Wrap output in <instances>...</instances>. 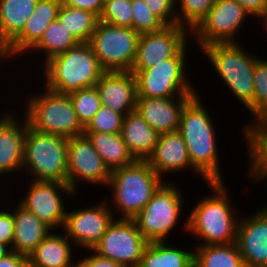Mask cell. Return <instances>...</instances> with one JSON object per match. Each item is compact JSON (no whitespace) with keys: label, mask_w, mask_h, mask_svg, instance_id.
Returning a JSON list of instances; mask_svg holds the SVG:
<instances>
[{"label":"cell","mask_w":267,"mask_h":267,"mask_svg":"<svg viewBox=\"0 0 267 267\" xmlns=\"http://www.w3.org/2000/svg\"><path fill=\"white\" fill-rule=\"evenodd\" d=\"M209 185V187H208ZM210 190L195 204L182 228L190 237L199 238L195 246L230 244L236 242L240 212L231 202L230 189L225 182L207 183ZM237 209V210H236ZM238 212V213H236ZM238 215V216H237ZM201 240V241H200Z\"/></svg>","instance_id":"6da1fadb"},{"label":"cell","mask_w":267,"mask_h":267,"mask_svg":"<svg viewBox=\"0 0 267 267\" xmlns=\"http://www.w3.org/2000/svg\"><path fill=\"white\" fill-rule=\"evenodd\" d=\"M196 93L183 107L178 132L187 146L192 167L205 183L224 182L220 167L218 135L210 109ZM211 115V116H210ZM217 138V139H216Z\"/></svg>","instance_id":"7a4b0ae2"},{"label":"cell","mask_w":267,"mask_h":267,"mask_svg":"<svg viewBox=\"0 0 267 267\" xmlns=\"http://www.w3.org/2000/svg\"><path fill=\"white\" fill-rule=\"evenodd\" d=\"M167 180H163L146 160H136L111 171L107 189L111 190L112 200L108 196L105 198L114 216L133 219Z\"/></svg>","instance_id":"3957f363"},{"label":"cell","mask_w":267,"mask_h":267,"mask_svg":"<svg viewBox=\"0 0 267 267\" xmlns=\"http://www.w3.org/2000/svg\"><path fill=\"white\" fill-rule=\"evenodd\" d=\"M200 50L223 82L221 84L247 110L253 103L254 68L260 56L246 50L244 42L211 43Z\"/></svg>","instance_id":"277c9868"},{"label":"cell","mask_w":267,"mask_h":267,"mask_svg":"<svg viewBox=\"0 0 267 267\" xmlns=\"http://www.w3.org/2000/svg\"><path fill=\"white\" fill-rule=\"evenodd\" d=\"M41 67L43 86L61 94L94 87L105 72L89 42L78 43Z\"/></svg>","instance_id":"5b68a950"},{"label":"cell","mask_w":267,"mask_h":267,"mask_svg":"<svg viewBox=\"0 0 267 267\" xmlns=\"http://www.w3.org/2000/svg\"><path fill=\"white\" fill-rule=\"evenodd\" d=\"M41 93L26 95L24 108L28 126L44 133L58 134L67 138L84 135L72 100L68 94H61L42 88Z\"/></svg>","instance_id":"8992f818"},{"label":"cell","mask_w":267,"mask_h":267,"mask_svg":"<svg viewBox=\"0 0 267 267\" xmlns=\"http://www.w3.org/2000/svg\"><path fill=\"white\" fill-rule=\"evenodd\" d=\"M67 142V137L33 130L27 123L22 174L26 171L32 180L67 184Z\"/></svg>","instance_id":"52a82bcc"},{"label":"cell","mask_w":267,"mask_h":267,"mask_svg":"<svg viewBox=\"0 0 267 267\" xmlns=\"http://www.w3.org/2000/svg\"><path fill=\"white\" fill-rule=\"evenodd\" d=\"M188 47L186 45L175 57L163 60L156 66L131 70L136 78L137 97L168 98L195 95L198 90L191 82L188 75L190 72L186 68L189 57L187 53L191 51Z\"/></svg>","instance_id":"ba28073f"},{"label":"cell","mask_w":267,"mask_h":267,"mask_svg":"<svg viewBox=\"0 0 267 267\" xmlns=\"http://www.w3.org/2000/svg\"><path fill=\"white\" fill-rule=\"evenodd\" d=\"M185 197L175 182L166 181L152 196L148 204L133 218L140 233L150 242L168 241L178 227ZM184 200V201H183ZM183 209V210H182Z\"/></svg>","instance_id":"9c48e42d"},{"label":"cell","mask_w":267,"mask_h":267,"mask_svg":"<svg viewBox=\"0 0 267 267\" xmlns=\"http://www.w3.org/2000/svg\"><path fill=\"white\" fill-rule=\"evenodd\" d=\"M140 34L133 28L113 26L98 20L90 45L104 71H131Z\"/></svg>","instance_id":"30bf717a"},{"label":"cell","mask_w":267,"mask_h":267,"mask_svg":"<svg viewBox=\"0 0 267 267\" xmlns=\"http://www.w3.org/2000/svg\"><path fill=\"white\" fill-rule=\"evenodd\" d=\"M251 17L234 0H216L207 16L191 32V38L199 49L211 43L242 42L238 33L244 30V23Z\"/></svg>","instance_id":"8fae6325"},{"label":"cell","mask_w":267,"mask_h":267,"mask_svg":"<svg viewBox=\"0 0 267 267\" xmlns=\"http://www.w3.org/2000/svg\"><path fill=\"white\" fill-rule=\"evenodd\" d=\"M25 196L19 195V203L31 211L40 221L53 231L63 229L67 207L63 199L76 198L72 188L65 183L55 181L29 180ZM66 194V195H65ZM68 197V199H66ZM20 199V200H19ZM65 204V205H64Z\"/></svg>","instance_id":"7c38bea8"},{"label":"cell","mask_w":267,"mask_h":267,"mask_svg":"<svg viewBox=\"0 0 267 267\" xmlns=\"http://www.w3.org/2000/svg\"><path fill=\"white\" fill-rule=\"evenodd\" d=\"M148 243L133 219L116 217L92 251L124 267H138Z\"/></svg>","instance_id":"4fadbf2b"},{"label":"cell","mask_w":267,"mask_h":267,"mask_svg":"<svg viewBox=\"0 0 267 267\" xmlns=\"http://www.w3.org/2000/svg\"><path fill=\"white\" fill-rule=\"evenodd\" d=\"M67 169V184L76 194L81 193L78 190L80 182L107 187L111 175V171L85 135L68 138Z\"/></svg>","instance_id":"5bb4252c"},{"label":"cell","mask_w":267,"mask_h":267,"mask_svg":"<svg viewBox=\"0 0 267 267\" xmlns=\"http://www.w3.org/2000/svg\"><path fill=\"white\" fill-rule=\"evenodd\" d=\"M68 210L61 231L75 245V249L92 250L116 218L106 198L93 206Z\"/></svg>","instance_id":"9a60e30c"},{"label":"cell","mask_w":267,"mask_h":267,"mask_svg":"<svg viewBox=\"0 0 267 267\" xmlns=\"http://www.w3.org/2000/svg\"><path fill=\"white\" fill-rule=\"evenodd\" d=\"M191 39V32L182 26H165L161 30L141 34L137 55L131 70H143L175 57Z\"/></svg>","instance_id":"2e32d148"},{"label":"cell","mask_w":267,"mask_h":267,"mask_svg":"<svg viewBox=\"0 0 267 267\" xmlns=\"http://www.w3.org/2000/svg\"><path fill=\"white\" fill-rule=\"evenodd\" d=\"M261 206L238 222L236 244L245 267H267V206Z\"/></svg>","instance_id":"e0dca14e"},{"label":"cell","mask_w":267,"mask_h":267,"mask_svg":"<svg viewBox=\"0 0 267 267\" xmlns=\"http://www.w3.org/2000/svg\"><path fill=\"white\" fill-rule=\"evenodd\" d=\"M6 110L0 115V176L7 179L12 174L16 176L15 172L22 174L27 120L21 115V120L18 119L15 110L14 113L10 108Z\"/></svg>","instance_id":"ac0fdd59"},{"label":"cell","mask_w":267,"mask_h":267,"mask_svg":"<svg viewBox=\"0 0 267 267\" xmlns=\"http://www.w3.org/2000/svg\"><path fill=\"white\" fill-rule=\"evenodd\" d=\"M61 4L62 0H38L23 31L2 51L4 59L14 61V57L30 55L29 51L41 40L48 25L57 19Z\"/></svg>","instance_id":"d6986e66"},{"label":"cell","mask_w":267,"mask_h":267,"mask_svg":"<svg viewBox=\"0 0 267 267\" xmlns=\"http://www.w3.org/2000/svg\"><path fill=\"white\" fill-rule=\"evenodd\" d=\"M95 87L101 105L124 116L136 109V78L131 71H105Z\"/></svg>","instance_id":"ffe728a7"},{"label":"cell","mask_w":267,"mask_h":267,"mask_svg":"<svg viewBox=\"0 0 267 267\" xmlns=\"http://www.w3.org/2000/svg\"><path fill=\"white\" fill-rule=\"evenodd\" d=\"M194 95L168 98L137 97L136 111L160 135L177 132L185 104Z\"/></svg>","instance_id":"44dd1931"},{"label":"cell","mask_w":267,"mask_h":267,"mask_svg":"<svg viewBox=\"0 0 267 267\" xmlns=\"http://www.w3.org/2000/svg\"><path fill=\"white\" fill-rule=\"evenodd\" d=\"M151 168L164 180L168 174H182L187 170L200 175L191 165L187 146L182 135L177 132L159 135L153 153L146 160ZM167 174V175H166ZM166 175V176H165Z\"/></svg>","instance_id":"7402d4cb"},{"label":"cell","mask_w":267,"mask_h":267,"mask_svg":"<svg viewBox=\"0 0 267 267\" xmlns=\"http://www.w3.org/2000/svg\"><path fill=\"white\" fill-rule=\"evenodd\" d=\"M12 204L14 218V236L11 251L28 257L37 245L53 230L40 221L31 211L22 206Z\"/></svg>","instance_id":"603a6c76"},{"label":"cell","mask_w":267,"mask_h":267,"mask_svg":"<svg viewBox=\"0 0 267 267\" xmlns=\"http://www.w3.org/2000/svg\"><path fill=\"white\" fill-rule=\"evenodd\" d=\"M244 128V129H243ZM243 143L245 141L246 152L249 160L245 173L248 174L252 183H267V120L256 121L252 123L246 122L242 127ZM248 151V152H247ZM265 183V188L267 184Z\"/></svg>","instance_id":"cb8c5ba5"},{"label":"cell","mask_w":267,"mask_h":267,"mask_svg":"<svg viewBox=\"0 0 267 267\" xmlns=\"http://www.w3.org/2000/svg\"><path fill=\"white\" fill-rule=\"evenodd\" d=\"M52 231L28 255V267H75L78 258L73 256L75 245L63 232ZM62 233V234H61Z\"/></svg>","instance_id":"d4e9b609"},{"label":"cell","mask_w":267,"mask_h":267,"mask_svg":"<svg viewBox=\"0 0 267 267\" xmlns=\"http://www.w3.org/2000/svg\"><path fill=\"white\" fill-rule=\"evenodd\" d=\"M120 135L136 160H147L159 139V134L136 110L125 115Z\"/></svg>","instance_id":"484cf974"},{"label":"cell","mask_w":267,"mask_h":267,"mask_svg":"<svg viewBox=\"0 0 267 267\" xmlns=\"http://www.w3.org/2000/svg\"><path fill=\"white\" fill-rule=\"evenodd\" d=\"M37 1L0 0V64L5 60L2 51L23 31Z\"/></svg>","instance_id":"4316f807"},{"label":"cell","mask_w":267,"mask_h":267,"mask_svg":"<svg viewBox=\"0 0 267 267\" xmlns=\"http://www.w3.org/2000/svg\"><path fill=\"white\" fill-rule=\"evenodd\" d=\"M167 241L150 242L145 247L138 267H194V249L179 248Z\"/></svg>","instance_id":"83f0119b"},{"label":"cell","mask_w":267,"mask_h":267,"mask_svg":"<svg viewBox=\"0 0 267 267\" xmlns=\"http://www.w3.org/2000/svg\"><path fill=\"white\" fill-rule=\"evenodd\" d=\"M110 171L136 161L120 133L84 132Z\"/></svg>","instance_id":"f1b7e54d"},{"label":"cell","mask_w":267,"mask_h":267,"mask_svg":"<svg viewBox=\"0 0 267 267\" xmlns=\"http://www.w3.org/2000/svg\"><path fill=\"white\" fill-rule=\"evenodd\" d=\"M194 267H245L236 242L195 246Z\"/></svg>","instance_id":"f546056e"},{"label":"cell","mask_w":267,"mask_h":267,"mask_svg":"<svg viewBox=\"0 0 267 267\" xmlns=\"http://www.w3.org/2000/svg\"><path fill=\"white\" fill-rule=\"evenodd\" d=\"M79 42L60 24L58 19L48 25L41 40L29 51L42 54L41 65L43 66L51 58L75 47ZM33 51V52H32ZM35 51V52H34ZM43 63V64H42Z\"/></svg>","instance_id":"4dcf8cb0"},{"label":"cell","mask_w":267,"mask_h":267,"mask_svg":"<svg viewBox=\"0 0 267 267\" xmlns=\"http://www.w3.org/2000/svg\"><path fill=\"white\" fill-rule=\"evenodd\" d=\"M57 19L60 24L79 42H90L98 17L88 10L61 4Z\"/></svg>","instance_id":"1f68e13d"},{"label":"cell","mask_w":267,"mask_h":267,"mask_svg":"<svg viewBox=\"0 0 267 267\" xmlns=\"http://www.w3.org/2000/svg\"><path fill=\"white\" fill-rule=\"evenodd\" d=\"M253 84V103L247 109L252 116L249 123L267 120V57L264 55L255 64Z\"/></svg>","instance_id":"d6a6232c"},{"label":"cell","mask_w":267,"mask_h":267,"mask_svg":"<svg viewBox=\"0 0 267 267\" xmlns=\"http://www.w3.org/2000/svg\"><path fill=\"white\" fill-rule=\"evenodd\" d=\"M176 18L179 26L192 32L207 16L216 0H175Z\"/></svg>","instance_id":"836d02e7"},{"label":"cell","mask_w":267,"mask_h":267,"mask_svg":"<svg viewBox=\"0 0 267 267\" xmlns=\"http://www.w3.org/2000/svg\"><path fill=\"white\" fill-rule=\"evenodd\" d=\"M72 100L77 118L85 128L101 106L97 88H83L68 94Z\"/></svg>","instance_id":"e575fe53"},{"label":"cell","mask_w":267,"mask_h":267,"mask_svg":"<svg viewBox=\"0 0 267 267\" xmlns=\"http://www.w3.org/2000/svg\"><path fill=\"white\" fill-rule=\"evenodd\" d=\"M98 20L113 26L132 28L131 0H105Z\"/></svg>","instance_id":"d590c367"},{"label":"cell","mask_w":267,"mask_h":267,"mask_svg":"<svg viewBox=\"0 0 267 267\" xmlns=\"http://www.w3.org/2000/svg\"><path fill=\"white\" fill-rule=\"evenodd\" d=\"M133 13L132 28L138 34H146L161 30L166 25L151 12L145 0H131Z\"/></svg>","instance_id":"8d00e7d4"},{"label":"cell","mask_w":267,"mask_h":267,"mask_svg":"<svg viewBox=\"0 0 267 267\" xmlns=\"http://www.w3.org/2000/svg\"><path fill=\"white\" fill-rule=\"evenodd\" d=\"M124 115L101 105L93 119L84 128V132L120 133Z\"/></svg>","instance_id":"74e56055"},{"label":"cell","mask_w":267,"mask_h":267,"mask_svg":"<svg viewBox=\"0 0 267 267\" xmlns=\"http://www.w3.org/2000/svg\"><path fill=\"white\" fill-rule=\"evenodd\" d=\"M151 12L166 26L177 25L175 0H145Z\"/></svg>","instance_id":"f35d334b"},{"label":"cell","mask_w":267,"mask_h":267,"mask_svg":"<svg viewBox=\"0 0 267 267\" xmlns=\"http://www.w3.org/2000/svg\"><path fill=\"white\" fill-rule=\"evenodd\" d=\"M7 207L8 209L4 207L2 209V206L0 208V243L7 244L11 248L14 236V218L12 209Z\"/></svg>","instance_id":"ab89813d"},{"label":"cell","mask_w":267,"mask_h":267,"mask_svg":"<svg viewBox=\"0 0 267 267\" xmlns=\"http://www.w3.org/2000/svg\"><path fill=\"white\" fill-rule=\"evenodd\" d=\"M85 251H88L90 255L84 254V257L81 255L80 258L75 259L77 260L75 267H124L115 261L97 255L92 250Z\"/></svg>","instance_id":"60d3db41"},{"label":"cell","mask_w":267,"mask_h":267,"mask_svg":"<svg viewBox=\"0 0 267 267\" xmlns=\"http://www.w3.org/2000/svg\"><path fill=\"white\" fill-rule=\"evenodd\" d=\"M104 1L105 0H62V3L70 7L88 10L99 18Z\"/></svg>","instance_id":"b9f144b4"},{"label":"cell","mask_w":267,"mask_h":267,"mask_svg":"<svg viewBox=\"0 0 267 267\" xmlns=\"http://www.w3.org/2000/svg\"><path fill=\"white\" fill-rule=\"evenodd\" d=\"M240 4L249 14L253 20H258L267 9V0H234Z\"/></svg>","instance_id":"7bdbcfd3"},{"label":"cell","mask_w":267,"mask_h":267,"mask_svg":"<svg viewBox=\"0 0 267 267\" xmlns=\"http://www.w3.org/2000/svg\"><path fill=\"white\" fill-rule=\"evenodd\" d=\"M0 267H28L27 257L11 251L0 259Z\"/></svg>","instance_id":"ee69618b"},{"label":"cell","mask_w":267,"mask_h":267,"mask_svg":"<svg viewBox=\"0 0 267 267\" xmlns=\"http://www.w3.org/2000/svg\"><path fill=\"white\" fill-rule=\"evenodd\" d=\"M11 252V248L7 244L0 243V259Z\"/></svg>","instance_id":"f6af8a7d"},{"label":"cell","mask_w":267,"mask_h":267,"mask_svg":"<svg viewBox=\"0 0 267 267\" xmlns=\"http://www.w3.org/2000/svg\"><path fill=\"white\" fill-rule=\"evenodd\" d=\"M261 21V25L263 24L262 26V29H263V32H265V34H267V9L265 11V13L258 19V22ZM263 21V22H262Z\"/></svg>","instance_id":"bcb514c9"}]
</instances>
